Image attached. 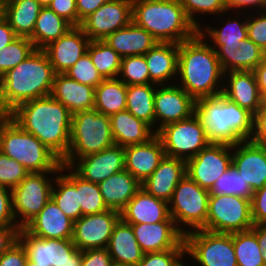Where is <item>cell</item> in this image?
Returning a JSON list of instances; mask_svg holds the SVG:
<instances>
[{
  "label": "cell",
  "mask_w": 266,
  "mask_h": 266,
  "mask_svg": "<svg viewBox=\"0 0 266 266\" xmlns=\"http://www.w3.org/2000/svg\"><path fill=\"white\" fill-rule=\"evenodd\" d=\"M11 119L33 134L61 161L67 156L72 113L51 95L18 105L11 111Z\"/></svg>",
  "instance_id": "6da1fadb"
},
{
  "label": "cell",
  "mask_w": 266,
  "mask_h": 266,
  "mask_svg": "<svg viewBox=\"0 0 266 266\" xmlns=\"http://www.w3.org/2000/svg\"><path fill=\"white\" fill-rule=\"evenodd\" d=\"M207 41L198 32L178 44L177 77L181 83L177 85L195 100L222 94L224 71L216 51Z\"/></svg>",
  "instance_id": "7a4b0ae2"
},
{
  "label": "cell",
  "mask_w": 266,
  "mask_h": 266,
  "mask_svg": "<svg viewBox=\"0 0 266 266\" xmlns=\"http://www.w3.org/2000/svg\"><path fill=\"white\" fill-rule=\"evenodd\" d=\"M55 75L45 51L35 49L0 78V100L13 111L26 101L49 96Z\"/></svg>",
  "instance_id": "3957f363"
},
{
  "label": "cell",
  "mask_w": 266,
  "mask_h": 266,
  "mask_svg": "<svg viewBox=\"0 0 266 266\" xmlns=\"http://www.w3.org/2000/svg\"><path fill=\"white\" fill-rule=\"evenodd\" d=\"M195 114L210 143L232 146L252 136L253 115L222 94L197 99Z\"/></svg>",
  "instance_id": "277c9868"
},
{
  "label": "cell",
  "mask_w": 266,
  "mask_h": 266,
  "mask_svg": "<svg viewBox=\"0 0 266 266\" xmlns=\"http://www.w3.org/2000/svg\"><path fill=\"white\" fill-rule=\"evenodd\" d=\"M132 21L158 42L179 44L198 33L179 0H132Z\"/></svg>",
  "instance_id": "5b68a950"
},
{
  "label": "cell",
  "mask_w": 266,
  "mask_h": 266,
  "mask_svg": "<svg viewBox=\"0 0 266 266\" xmlns=\"http://www.w3.org/2000/svg\"><path fill=\"white\" fill-rule=\"evenodd\" d=\"M0 151L20 163L29 173L61 170V160L12 119L1 129Z\"/></svg>",
  "instance_id": "8992f818"
},
{
  "label": "cell",
  "mask_w": 266,
  "mask_h": 266,
  "mask_svg": "<svg viewBox=\"0 0 266 266\" xmlns=\"http://www.w3.org/2000/svg\"><path fill=\"white\" fill-rule=\"evenodd\" d=\"M113 145L109 116L96 109L75 112L72 114L70 147L61 163L70 166L79 158L99 153Z\"/></svg>",
  "instance_id": "52a82bcc"
},
{
  "label": "cell",
  "mask_w": 266,
  "mask_h": 266,
  "mask_svg": "<svg viewBox=\"0 0 266 266\" xmlns=\"http://www.w3.org/2000/svg\"><path fill=\"white\" fill-rule=\"evenodd\" d=\"M209 195V190L200 187L187 175L177 184L168 203L169 214L184 235L206 225Z\"/></svg>",
  "instance_id": "ba28073f"
},
{
  "label": "cell",
  "mask_w": 266,
  "mask_h": 266,
  "mask_svg": "<svg viewBox=\"0 0 266 266\" xmlns=\"http://www.w3.org/2000/svg\"><path fill=\"white\" fill-rule=\"evenodd\" d=\"M253 226L251 200L236 195H209L203 230L231 234L249 230Z\"/></svg>",
  "instance_id": "9c48e42d"
},
{
  "label": "cell",
  "mask_w": 266,
  "mask_h": 266,
  "mask_svg": "<svg viewBox=\"0 0 266 266\" xmlns=\"http://www.w3.org/2000/svg\"><path fill=\"white\" fill-rule=\"evenodd\" d=\"M57 173H29L11 189L13 214L19 228H24L51 199V190Z\"/></svg>",
  "instance_id": "30bf717a"
},
{
  "label": "cell",
  "mask_w": 266,
  "mask_h": 266,
  "mask_svg": "<svg viewBox=\"0 0 266 266\" xmlns=\"http://www.w3.org/2000/svg\"><path fill=\"white\" fill-rule=\"evenodd\" d=\"M156 135L160 138L165 155L185 161L196 156L210 142L199 117H191L166 124Z\"/></svg>",
  "instance_id": "8fae6325"
},
{
  "label": "cell",
  "mask_w": 266,
  "mask_h": 266,
  "mask_svg": "<svg viewBox=\"0 0 266 266\" xmlns=\"http://www.w3.org/2000/svg\"><path fill=\"white\" fill-rule=\"evenodd\" d=\"M186 256L199 266H238L231 234L203 229L184 235Z\"/></svg>",
  "instance_id": "7c38bea8"
},
{
  "label": "cell",
  "mask_w": 266,
  "mask_h": 266,
  "mask_svg": "<svg viewBox=\"0 0 266 266\" xmlns=\"http://www.w3.org/2000/svg\"><path fill=\"white\" fill-rule=\"evenodd\" d=\"M231 165L232 146L210 143L186 161V174L200 187L210 191Z\"/></svg>",
  "instance_id": "4fadbf2b"
},
{
  "label": "cell",
  "mask_w": 266,
  "mask_h": 266,
  "mask_svg": "<svg viewBox=\"0 0 266 266\" xmlns=\"http://www.w3.org/2000/svg\"><path fill=\"white\" fill-rule=\"evenodd\" d=\"M131 22L132 0H111L85 18L80 27L91 41L103 40Z\"/></svg>",
  "instance_id": "5bb4252c"
},
{
  "label": "cell",
  "mask_w": 266,
  "mask_h": 266,
  "mask_svg": "<svg viewBox=\"0 0 266 266\" xmlns=\"http://www.w3.org/2000/svg\"><path fill=\"white\" fill-rule=\"evenodd\" d=\"M120 219V212L110 209L81 216L74 221L72 241L81 251L106 248L114 226Z\"/></svg>",
  "instance_id": "9a60e30c"
},
{
  "label": "cell",
  "mask_w": 266,
  "mask_h": 266,
  "mask_svg": "<svg viewBox=\"0 0 266 266\" xmlns=\"http://www.w3.org/2000/svg\"><path fill=\"white\" fill-rule=\"evenodd\" d=\"M238 18V16H234L233 19L227 18L226 23H221L224 25L219 28L207 24V27H203L204 29L202 27L198 29V32L205 40L207 37L209 40L212 39L210 40V42H213L211 47L216 51L224 73L234 71L236 48L240 46L241 40L248 38L247 18L241 21Z\"/></svg>",
  "instance_id": "2e32d148"
},
{
  "label": "cell",
  "mask_w": 266,
  "mask_h": 266,
  "mask_svg": "<svg viewBox=\"0 0 266 266\" xmlns=\"http://www.w3.org/2000/svg\"><path fill=\"white\" fill-rule=\"evenodd\" d=\"M195 105L196 100L177 84L158 85L154 95L155 132L166 124L191 117Z\"/></svg>",
  "instance_id": "e0dca14e"
},
{
  "label": "cell",
  "mask_w": 266,
  "mask_h": 266,
  "mask_svg": "<svg viewBox=\"0 0 266 266\" xmlns=\"http://www.w3.org/2000/svg\"><path fill=\"white\" fill-rule=\"evenodd\" d=\"M18 241L25 248L27 259L41 266H62L77 250L72 239L39 238L25 228L18 230Z\"/></svg>",
  "instance_id": "ac0fdd59"
},
{
  "label": "cell",
  "mask_w": 266,
  "mask_h": 266,
  "mask_svg": "<svg viewBox=\"0 0 266 266\" xmlns=\"http://www.w3.org/2000/svg\"><path fill=\"white\" fill-rule=\"evenodd\" d=\"M69 167L82 179L99 184L111 175L125 170V148L113 145L99 153L79 158Z\"/></svg>",
  "instance_id": "d6986e66"
},
{
  "label": "cell",
  "mask_w": 266,
  "mask_h": 266,
  "mask_svg": "<svg viewBox=\"0 0 266 266\" xmlns=\"http://www.w3.org/2000/svg\"><path fill=\"white\" fill-rule=\"evenodd\" d=\"M232 165L253 192L266 184V146L250 140L232 145Z\"/></svg>",
  "instance_id": "ffe728a7"
},
{
  "label": "cell",
  "mask_w": 266,
  "mask_h": 266,
  "mask_svg": "<svg viewBox=\"0 0 266 266\" xmlns=\"http://www.w3.org/2000/svg\"><path fill=\"white\" fill-rule=\"evenodd\" d=\"M90 41L80 26H73L43 50L55 73H65L87 52Z\"/></svg>",
  "instance_id": "44dd1931"
},
{
  "label": "cell",
  "mask_w": 266,
  "mask_h": 266,
  "mask_svg": "<svg viewBox=\"0 0 266 266\" xmlns=\"http://www.w3.org/2000/svg\"><path fill=\"white\" fill-rule=\"evenodd\" d=\"M130 225L144 253L186 248L184 234L177 228L175 222Z\"/></svg>",
  "instance_id": "7402d4cb"
},
{
  "label": "cell",
  "mask_w": 266,
  "mask_h": 266,
  "mask_svg": "<svg viewBox=\"0 0 266 266\" xmlns=\"http://www.w3.org/2000/svg\"><path fill=\"white\" fill-rule=\"evenodd\" d=\"M120 218L127 224H153L175 222L169 214L168 203L157 199L140 188L120 212Z\"/></svg>",
  "instance_id": "603a6c76"
},
{
  "label": "cell",
  "mask_w": 266,
  "mask_h": 266,
  "mask_svg": "<svg viewBox=\"0 0 266 266\" xmlns=\"http://www.w3.org/2000/svg\"><path fill=\"white\" fill-rule=\"evenodd\" d=\"M224 78L222 95L254 115L264 98L253 71H229L224 73Z\"/></svg>",
  "instance_id": "cb8c5ba5"
},
{
  "label": "cell",
  "mask_w": 266,
  "mask_h": 266,
  "mask_svg": "<svg viewBox=\"0 0 266 266\" xmlns=\"http://www.w3.org/2000/svg\"><path fill=\"white\" fill-rule=\"evenodd\" d=\"M186 175L185 160L165 155L156 170L141 183V188L169 203L177 184Z\"/></svg>",
  "instance_id": "d4e9b609"
},
{
  "label": "cell",
  "mask_w": 266,
  "mask_h": 266,
  "mask_svg": "<svg viewBox=\"0 0 266 266\" xmlns=\"http://www.w3.org/2000/svg\"><path fill=\"white\" fill-rule=\"evenodd\" d=\"M125 148V170L140 183L148 178L165 157L160 138L155 135L143 144L129 145Z\"/></svg>",
  "instance_id": "484cf974"
},
{
  "label": "cell",
  "mask_w": 266,
  "mask_h": 266,
  "mask_svg": "<svg viewBox=\"0 0 266 266\" xmlns=\"http://www.w3.org/2000/svg\"><path fill=\"white\" fill-rule=\"evenodd\" d=\"M73 227L74 221L50 199L24 228L39 238L72 239Z\"/></svg>",
  "instance_id": "4316f807"
},
{
  "label": "cell",
  "mask_w": 266,
  "mask_h": 266,
  "mask_svg": "<svg viewBox=\"0 0 266 266\" xmlns=\"http://www.w3.org/2000/svg\"><path fill=\"white\" fill-rule=\"evenodd\" d=\"M50 95L61 102L72 114L94 109L95 88L81 84L65 73L55 75Z\"/></svg>",
  "instance_id": "83f0119b"
},
{
  "label": "cell",
  "mask_w": 266,
  "mask_h": 266,
  "mask_svg": "<svg viewBox=\"0 0 266 266\" xmlns=\"http://www.w3.org/2000/svg\"><path fill=\"white\" fill-rule=\"evenodd\" d=\"M150 84L168 85L178 75V44L157 42L145 55Z\"/></svg>",
  "instance_id": "f1b7e54d"
},
{
  "label": "cell",
  "mask_w": 266,
  "mask_h": 266,
  "mask_svg": "<svg viewBox=\"0 0 266 266\" xmlns=\"http://www.w3.org/2000/svg\"><path fill=\"white\" fill-rule=\"evenodd\" d=\"M122 58L145 55L158 41L133 21L103 39Z\"/></svg>",
  "instance_id": "f546056e"
},
{
  "label": "cell",
  "mask_w": 266,
  "mask_h": 266,
  "mask_svg": "<svg viewBox=\"0 0 266 266\" xmlns=\"http://www.w3.org/2000/svg\"><path fill=\"white\" fill-rule=\"evenodd\" d=\"M110 122L115 145L121 147L146 143L156 135L150 125L128 110L111 115Z\"/></svg>",
  "instance_id": "4dcf8cb0"
},
{
  "label": "cell",
  "mask_w": 266,
  "mask_h": 266,
  "mask_svg": "<svg viewBox=\"0 0 266 266\" xmlns=\"http://www.w3.org/2000/svg\"><path fill=\"white\" fill-rule=\"evenodd\" d=\"M98 185L107 208L118 212L125 208L141 188V183L127 170L111 175Z\"/></svg>",
  "instance_id": "1f68e13d"
},
{
  "label": "cell",
  "mask_w": 266,
  "mask_h": 266,
  "mask_svg": "<svg viewBox=\"0 0 266 266\" xmlns=\"http://www.w3.org/2000/svg\"><path fill=\"white\" fill-rule=\"evenodd\" d=\"M106 249L113 262L134 266L139 265L144 255L135 238L132 226L121 219L114 226Z\"/></svg>",
  "instance_id": "d6a6232c"
},
{
  "label": "cell",
  "mask_w": 266,
  "mask_h": 266,
  "mask_svg": "<svg viewBox=\"0 0 266 266\" xmlns=\"http://www.w3.org/2000/svg\"><path fill=\"white\" fill-rule=\"evenodd\" d=\"M51 199L73 221L82 216L76 190V173L69 166L61 164V170L55 175Z\"/></svg>",
  "instance_id": "836d02e7"
},
{
  "label": "cell",
  "mask_w": 266,
  "mask_h": 266,
  "mask_svg": "<svg viewBox=\"0 0 266 266\" xmlns=\"http://www.w3.org/2000/svg\"><path fill=\"white\" fill-rule=\"evenodd\" d=\"M42 7L37 0H4V18L18 37L30 38Z\"/></svg>",
  "instance_id": "e575fe53"
},
{
  "label": "cell",
  "mask_w": 266,
  "mask_h": 266,
  "mask_svg": "<svg viewBox=\"0 0 266 266\" xmlns=\"http://www.w3.org/2000/svg\"><path fill=\"white\" fill-rule=\"evenodd\" d=\"M73 26L64 18L58 16L52 9L42 7L36 19L32 36L29 38L36 49H44L56 41Z\"/></svg>",
  "instance_id": "d590c367"
},
{
  "label": "cell",
  "mask_w": 266,
  "mask_h": 266,
  "mask_svg": "<svg viewBox=\"0 0 266 266\" xmlns=\"http://www.w3.org/2000/svg\"><path fill=\"white\" fill-rule=\"evenodd\" d=\"M127 85L117 78L104 79L96 88L94 109L111 116L126 110Z\"/></svg>",
  "instance_id": "8d00e7d4"
},
{
  "label": "cell",
  "mask_w": 266,
  "mask_h": 266,
  "mask_svg": "<svg viewBox=\"0 0 266 266\" xmlns=\"http://www.w3.org/2000/svg\"><path fill=\"white\" fill-rule=\"evenodd\" d=\"M157 84H136L127 86L126 110L136 118L155 127L154 95Z\"/></svg>",
  "instance_id": "74e56055"
},
{
  "label": "cell",
  "mask_w": 266,
  "mask_h": 266,
  "mask_svg": "<svg viewBox=\"0 0 266 266\" xmlns=\"http://www.w3.org/2000/svg\"><path fill=\"white\" fill-rule=\"evenodd\" d=\"M87 53L104 79L118 77L122 57L104 40L90 41Z\"/></svg>",
  "instance_id": "f35d334b"
},
{
  "label": "cell",
  "mask_w": 266,
  "mask_h": 266,
  "mask_svg": "<svg viewBox=\"0 0 266 266\" xmlns=\"http://www.w3.org/2000/svg\"><path fill=\"white\" fill-rule=\"evenodd\" d=\"M238 266H266L252 229L231 233Z\"/></svg>",
  "instance_id": "ab89813d"
},
{
  "label": "cell",
  "mask_w": 266,
  "mask_h": 266,
  "mask_svg": "<svg viewBox=\"0 0 266 266\" xmlns=\"http://www.w3.org/2000/svg\"><path fill=\"white\" fill-rule=\"evenodd\" d=\"M76 190L82 216L109 210L103 200L98 184L86 181L76 174Z\"/></svg>",
  "instance_id": "60d3db41"
},
{
  "label": "cell",
  "mask_w": 266,
  "mask_h": 266,
  "mask_svg": "<svg viewBox=\"0 0 266 266\" xmlns=\"http://www.w3.org/2000/svg\"><path fill=\"white\" fill-rule=\"evenodd\" d=\"M210 195H236L251 200L253 191L233 165L215 182Z\"/></svg>",
  "instance_id": "b9f144b4"
},
{
  "label": "cell",
  "mask_w": 266,
  "mask_h": 266,
  "mask_svg": "<svg viewBox=\"0 0 266 266\" xmlns=\"http://www.w3.org/2000/svg\"><path fill=\"white\" fill-rule=\"evenodd\" d=\"M35 49L32 41L26 37H17L8 46L0 49V78L24 61Z\"/></svg>",
  "instance_id": "7bdbcfd3"
},
{
  "label": "cell",
  "mask_w": 266,
  "mask_h": 266,
  "mask_svg": "<svg viewBox=\"0 0 266 266\" xmlns=\"http://www.w3.org/2000/svg\"><path fill=\"white\" fill-rule=\"evenodd\" d=\"M118 78L127 86L150 83V76L144 55L122 58Z\"/></svg>",
  "instance_id": "ee69618b"
},
{
  "label": "cell",
  "mask_w": 266,
  "mask_h": 266,
  "mask_svg": "<svg viewBox=\"0 0 266 266\" xmlns=\"http://www.w3.org/2000/svg\"><path fill=\"white\" fill-rule=\"evenodd\" d=\"M265 56L266 52L252 40H241L240 46L236 48L234 71H253Z\"/></svg>",
  "instance_id": "f6af8a7d"
},
{
  "label": "cell",
  "mask_w": 266,
  "mask_h": 266,
  "mask_svg": "<svg viewBox=\"0 0 266 266\" xmlns=\"http://www.w3.org/2000/svg\"><path fill=\"white\" fill-rule=\"evenodd\" d=\"M180 5L184 8V11L189 20L198 28H201L197 17L198 13L206 15L213 14L216 16H224L229 13L224 0H179ZM209 13V14H208Z\"/></svg>",
  "instance_id": "bcb514c9"
},
{
  "label": "cell",
  "mask_w": 266,
  "mask_h": 266,
  "mask_svg": "<svg viewBox=\"0 0 266 266\" xmlns=\"http://www.w3.org/2000/svg\"><path fill=\"white\" fill-rule=\"evenodd\" d=\"M65 74L81 84L94 88L104 80L87 52Z\"/></svg>",
  "instance_id": "7dc6e473"
},
{
  "label": "cell",
  "mask_w": 266,
  "mask_h": 266,
  "mask_svg": "<svg viewBox=\"0 0 266 266\" xmlns=\"http://www.w3.org/2000/svg\"><path fill=\"white\" fill-rule=\"evenodd\" d=\"M28 174L20 163L0 151V186L12 189Z\"/></svg>",
  "instance_id": "c3c4849f"
},
{
  "label": "cell",
  "mask_w": 266,
  "mask_h": 266,
  "mask_svg": "<svg viewBox=\"0 0 266 266\" xmlns=\"http://www.w3.org/2000/svg\"><path fill=\"white\" fill-rule=\"evenodd\" d=\"M184 255L186 256V248L148 252L144 253L138 266H184L187 264L182 261Z\"/></svg>",
  "instance_id": "681fc988"
},
{
  "label": "cell",
  "mask_w": 266,
  "mask_h": 266,
  "mask_svg": "<svg viewBox=\"0 0 266 266\" xmlns=\"http://www.w3.org/2000/svg\"><path fill=\"white\" fill-rule=\"evenodd\" d=\"M247 14V35L257 46L266 52V10L259 11L258 13ZM258 14V15H256Z\"/></svg>",
  "instance_id": "f907efd6"
},
{
  "label": "cell",
  "mask_w": 266,
  "mask_h": 266,
  "mask_svg": "<svg viewBox=\"0 0 266 266\" xmlns=\"http://www.w3.org/2000/svg\"><path fill=\"white\" fill-rule=\"evenodd\" d=\"M48 7L72 26H78L76 0H52Z\"/></svg>",
  "instance_id": "816d5d0a"
},
{
  "label": "cell",
  "mask_w": 266,
  "mask_h": 266,
  "mask_svg": "<svg viewBox=\"0 0 266 266\" xmlns=\"http://www.w3.org/2000/svg\"><path fill=\"white\" fill-rule=\"evenodd\" d=\"M0 226H17L13 208L11 189L0 186Z\"/></svg>",
  "instance_id": "f5cc1de1"
},
{
  "label": "cell",
  "mask_w": 266,
  "mask_h": 266,
  "mask_svg": "<svg viewBox=\"0 0 266 266\" xmlns=\"http://www.w3.org/2000/svg\"><path fill=\"white\" fill-rule=\"evenodd\" d=\"M251 216L254 225L266 224V184L253 193Z\"/></svg>",
  "instance_id": "db71d44e"
},
{
  "label": "cell",
  "mask_w": 266,
  "mask_h": 266,
  "mask_svg": "<svg viewBox=\"0 0 266 266\" xmlns=\"http://www.w3.org/2000/svg\"><path fill=\"white\" fill-rule=\"evenodd\" d=\"M255 144L266 146V101L253 115V132L249 139Z\"/></svg>",
  "instance_id": "11a10c76"
},
{
  "label": "cell",
  "mask_w": 266,
  "mask_h": 266,
  "mask_svg": "<svg viewBox=\"0 0 266 266\" xmlns=\"http://www.w3.org/2000/svg\"><path fill=\"white\" fill-rule=\"evenodd\" d=\"M27 254L19 241L0 255V266H25Z\"/></svg>",
  "instance_id": "9f6ffc18"
},
{
  "label": "cell",
  "mask_w": 266,
  "mask_h": 266,
  "mask_svg": "<svg viewBox=\"0 0 266 266\" xmlns=\"http://www.w3.org/2000/svg\"><path fill=\"white\" fill-rule=\"evenodd\" d=\"M112 262L106 248L82 251L81 266H110Z\"/></svg>",
  "instance_id": "6f0895ef"
},
{
  "label": "cell",
  "mask_w": 266,
  "mask_h": 266,
  "mask_svg": "<svg viewBox=\"0 0 266 266\" xmlns=\"http://www.w3.org/2000/svg\"><path fill=\"white\" fill-rule=\"evenodd\" d=\"M224 1H225V4L227 6L228 11H230V12L231 11L234 12L235 9L237 12V10L240 8L239 10L243 9V11H241V12L246 13L247 7H248V9L249 8L254 9V11H252V12H258V9L260 11L266 10V0H224ZM232 9H234V10H232Z\"/></svg>",
  "instance_id": "680465c9"
},
{
  "label": "cell",
  "mask_w": 266,
  "mask_h": 266,
  "mask_svg": "<svg viewBox=\"0 0 266 266\" xmlns=\"http://www.w3.org/2000/svg\"><path fill=\"white\" fill-rule=\"evenodd\" d=\"M111 0H76L78 13V26L81 22L95 12L101 5Z\"/></svg>",
  "instance_id": "91938a15"
},
{
  "label": "cell",
  "mask_w": 266,
  "mask_h": 266,
  "mask_svg": "<svg viewBox=\"0 0 266 266\" xmlns=\"http://www.w3.org/2000/svg\"><path fill=\"white\" fill-rule=\"evenodd\" d=\"M18 226H0V255L18 241Z\"/></svg>",
  "instance_id": "94428289"
},
{
  "label": "cell",
  "mask_w": 266,
  "mask_h": 266,
  "mask_svg": "<svg viewBox=\"0 0 266 266\" xmlns=\"http://www.w3.org/2000/svg\"><path fill=\"white\" fill-rule=\"evenodd\" d=\"M18 36L15 34L13 29L5 18L0 20V49L6 47L14 41Z\"/></svg>",
  "instance_id": "6125c7cd"
},
{
  "label": "cell",
  "mask_w": 266,
  "mask_h": 266,
  "mask_svg": "<svg viewBox=\"0 0 266 266\" xmlns=\"http://www.w3.org/2000/svg\"><path fill=\"white\" fill-rule=\"evenodd\" d=\"M261 96L266 98V56L262 62L253 70Z\"/></svg>",
  "instance_id": "be15d7a7"
},
{
  "label": "cell",
  "mask_w": 266,
  "mask_h": 266,
  "mask_svg": "<svg viewBox=\"0 0 266 266\" xmlns=\"http://www.w3.org/2000/svg\"><path fill=\"white\" fill-rule=\"evenodd\" d=\"M251 229L257 236L259 247L262 249V258L266 265V224L254 225Z\"/></svg>",
  "instance_id": "e7e4bbea"
},
{
  "label": "cell",
  "mask_w": 266,
  "mask_h": 266,
  "mask_svg": "<svg viewBox=\"0 0 266 266\" xmlns=\"http://www.w3.org/2000/svg\"><path fill=\"white\" fill-rule=\"evenodd\" d=\"M82 251L77 249L70 256L69 259L62 266H81Z\"/></svg>",
  "instance_id": "03108f58"
},
{
  "label": "cell",
  "mask_w": 266,
  "mask_h": 266,
  "mask_svg": "<svg viewBox=\"0 0 266 266\" xmlns=\"http://www.w3.org/2000/svg\"><path fill=\"white\" fill-rule=\"evenodd\" d=\"M11 119V111L0 100V133L2 127Z\"/></svg>",
  "instance_id": "003e7915"
},
{
  "label": "cell",
  "mask_w": 266,
  "mask_h": 266,
  "mask_svg": "<svg viewBox=\"0 0 266 266\" xmlns=\"http://www.w3.org/2000/svg\"><path fill=\"white\" fill-rule=\"evenodd\" d=\"M4 18V0H0V20Z\"/></svg>",
  "instance_id": "a7ac6f4b"
},
{
  "label": "cell",
  "mask_w": 266,
  "mask_h": 266,
  "mask_svg": "<svg viewBox=\"0 0 266 266\" xmlns=\"http://www.w3.org/2000/svg\"><path fill=\"white\" fill-rule=\"evenodd\" d=\"M43 7H47L52 0H37Z\"/></svg>",
  "instance_id": "89a4df30"
},
{
  "label": "cell",
  "mask_w": 266,
  "mask_h": 266,
  "mask_svg": "<svg viewBox=\"0 0 266 266\" xmlns=\"http://www.w3.org/2000/svg\"><path fill=\"white\" fill-rule=\"evenodd\" d=\"M110 266H134V265L112 262Z\"/></svg>",
  "instance_id": "2644e50d"
},
{
  "label": "cell",
  "mask_w": 266,
  "mask_h": 266,
  "mask_svg": "<svg viewBox=\"0 0 266 266\" xmlns=\"http://www.w3.org/2000/svg\"><path fill=\"white\" fill-rule=\"evenodd\" d=\"M25 266H41V265H38L37 263H34V262L27 259Z\"/></svg>",
  "instance_id": "8c879c8a"
}]
</instances>
